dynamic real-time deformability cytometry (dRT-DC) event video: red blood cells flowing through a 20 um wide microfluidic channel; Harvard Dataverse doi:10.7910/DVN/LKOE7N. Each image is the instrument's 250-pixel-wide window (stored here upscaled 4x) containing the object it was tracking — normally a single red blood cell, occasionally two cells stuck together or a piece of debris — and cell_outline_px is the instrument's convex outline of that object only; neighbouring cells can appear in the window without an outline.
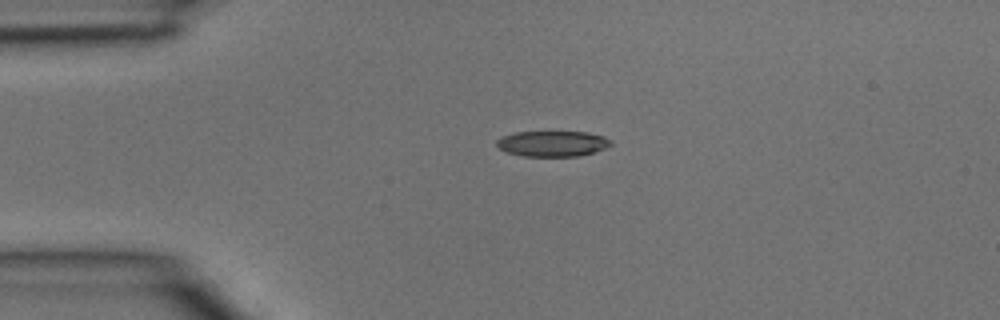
{"species": "common noctule bat (a hibernating species)", "species_latin": "Nyctalus noctula", "temperature_condition": "room temperature", "stored_images_in_passage": 2, "camera_frame_rate_fps": 3000, "um_per_image_px": 0.085, "animal": {"sex": "male", "body_mass_g": 15.6}, "frame": {"image": 1, "passage_image": 1, "time_ms": 0.0, "image_size_px": [1000, 320], "cell_outline_px": [[612, 144], [604, 148], [592, 152], [576, 156], [524, 156], [508, 152], [500, 148], [496, 144], [496, 140], [500, 136], [516, 132], [548, 128], [588, 132], [604, 136], [612, 140]], "centroid_in_image_um": [46.94, 12.13], "position_along_channel_um": 38.1, "area_um2": 17.98}}
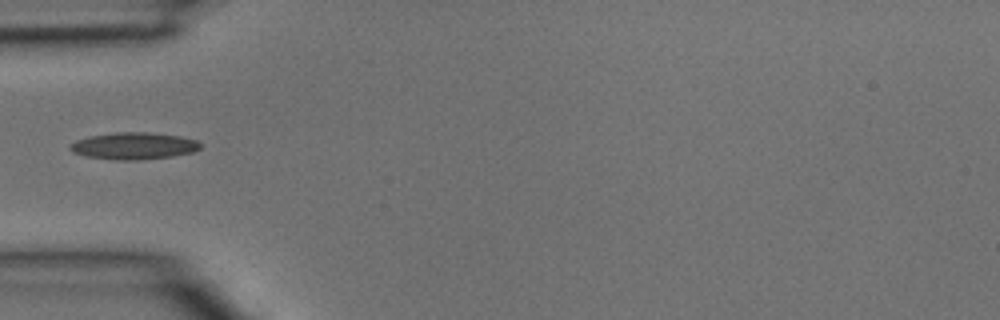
{"frame": {"image": 2, "passage_image": 2, "time_ms": 0.333, "image_size_px": [1000, 320], "cell_outline_px": [[200, 148], [192, 152], [172, 156], [136, 160], [120, 160], [88, 156], [72, 152], [68, 148], [68, 144], [76, 140], [88, 136], [116, 132], [148, 132], [180, 136], [196, 140], [200, 144]], "centroid_in_image_um": [11.33, 12.39], "position_along_channel_um": 73.7, "area_um2": 20.35}}